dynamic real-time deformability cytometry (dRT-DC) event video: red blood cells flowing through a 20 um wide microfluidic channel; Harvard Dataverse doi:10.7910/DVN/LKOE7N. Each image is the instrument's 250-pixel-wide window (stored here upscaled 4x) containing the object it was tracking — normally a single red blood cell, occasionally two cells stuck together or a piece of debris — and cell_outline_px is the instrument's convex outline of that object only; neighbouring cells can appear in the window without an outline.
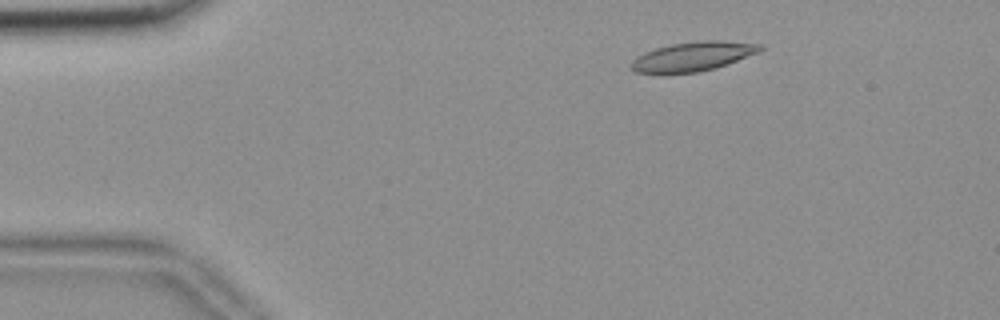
{"species": "common noctule bat (a hibernating species)", "species_latin": "Nyctalus noctula", "temperature_condition": "room temperature", "stored_images_in_passage": 53, "camera_frame_rate_fps": 3000, "um_per_image_px": 0.085, "animal": {"sex": "female", "body_mass_g": 18.4}, "frame": {"image": 1, "passage_image": 7, "time_ms": 2.0, "image_size_px": [1000, 320], "cell_outline_px": [[764, 48], [760, 52], [728, 64], [716, 68], [700, 72], [636, 72], [632, 68], [632, 60], [636, 56], [644, 52], [656, 48], [672, 44], [704, 40], [720, 40], [764, 44]], "centroid_in_image_um": [58.99, 4.77], "position_along_channel_um": 26.0, "area_um2": 21.85}}
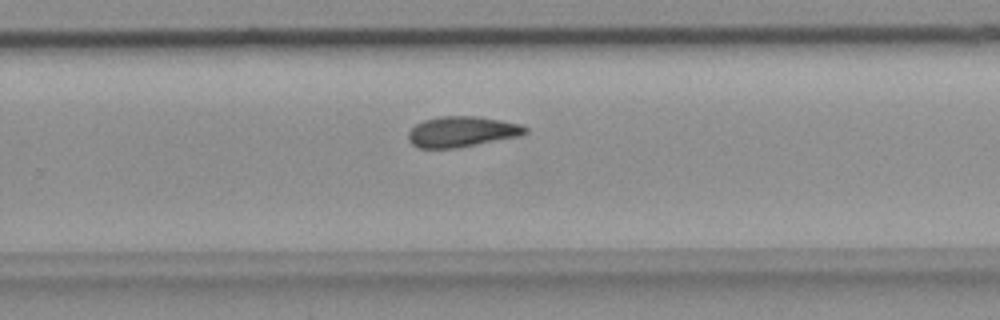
{"frame": {"image": 2, "passage_image": 34, "time_ms": 11.0, "image_size_px": [1000, 320], "cell_outline_px": [[528, 132], [524, 136], [456, 148], [420, 148], [412, 144], [408, 140], [408, 132], [416, 124], [424, 120], [440, 116], [480, 116], [520, 124], [528, 128]], "centroid_in_image_um": [39.31, 11.19], "position_along_channel_um": 290.5, "area_um2": 21.1}}
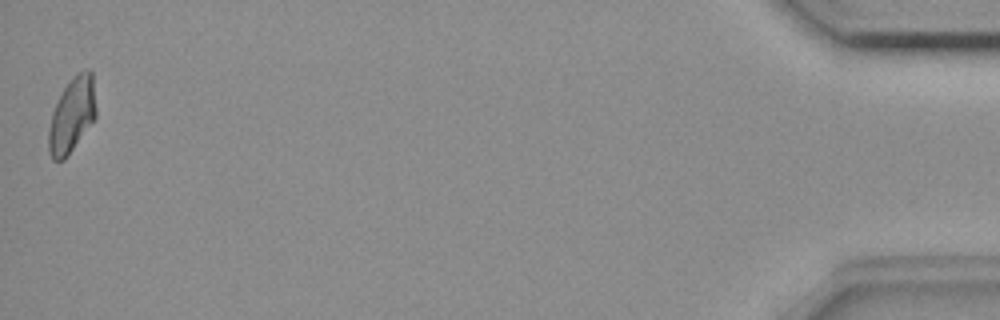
{"frame": {"image": 3, "passage_image": 53, "time_ms": 17.333, "image_size_px": [1000, 320], "cell_outline_px": [[96, 116], [68, 156], [64, 160], [52, 160], [48, 152], [48, 128], [52, 112], [64, 88], [72, 76], [76, 72], [88, 68], [92, 72], [96, 108]], "centroid_in_image_um": [6.1, 9.78], "position_along_channel_um": 429.1, "area_um2": 20.75}, "authors_computed_cell_mechanics": {"area_um2": 21.2126, "velocity_mm_per_s": 3.6708, "shape_relaxation_time_tau1_ms": null, "shape_relaxation_time_tau2_ms": 8.3802, "deformation_change_tau1": null, "deformation_change_tau2": 0.1443}}